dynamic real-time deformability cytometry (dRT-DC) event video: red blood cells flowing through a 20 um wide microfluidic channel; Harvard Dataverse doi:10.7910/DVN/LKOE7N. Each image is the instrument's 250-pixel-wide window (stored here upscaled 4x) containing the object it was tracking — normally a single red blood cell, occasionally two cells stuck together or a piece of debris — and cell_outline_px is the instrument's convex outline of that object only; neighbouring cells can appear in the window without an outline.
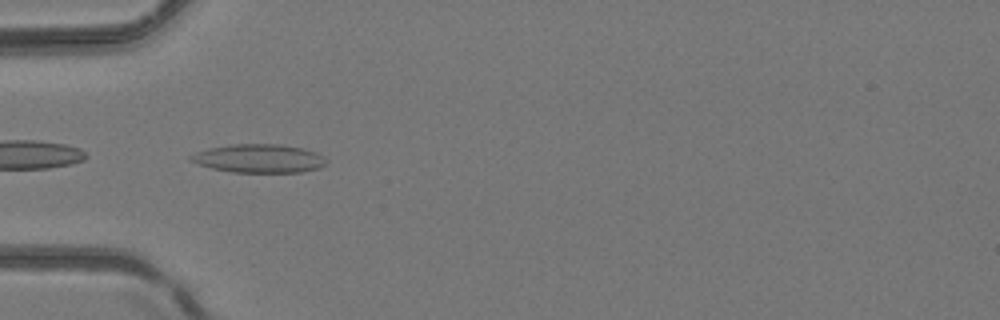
{"species": "common noctule bat (a hibernating species)", "species_latin": "Nyctalus noctula", "temperature_condition": "room temperature", "stored_images_in_passage": 4, "camera_frame_rate_fps": 3000, "um_per_image_px": 0.085, "animal": {"sex": "female", "body_mass_g": 24.6, "forearm_length_mm": 56.2}, "frame": {"image": 1, "passage_image": 4, "time_ms": 1.0, "image_size_px": [1000, 320], "cell_outline_px": [[328, 160], [320, 168], [300, 172], [232, 172], [212, 168], [200, 164], [192, 160], [188, 156], [196, 152], [208, 148], [232, 144], [280, 144], [304, 148], [316, 152], [324, 156]], "centroid_in_image_um": [22.06, 13.46], "position_along_channel_um": 62.9, "area_um2": 22.48}}